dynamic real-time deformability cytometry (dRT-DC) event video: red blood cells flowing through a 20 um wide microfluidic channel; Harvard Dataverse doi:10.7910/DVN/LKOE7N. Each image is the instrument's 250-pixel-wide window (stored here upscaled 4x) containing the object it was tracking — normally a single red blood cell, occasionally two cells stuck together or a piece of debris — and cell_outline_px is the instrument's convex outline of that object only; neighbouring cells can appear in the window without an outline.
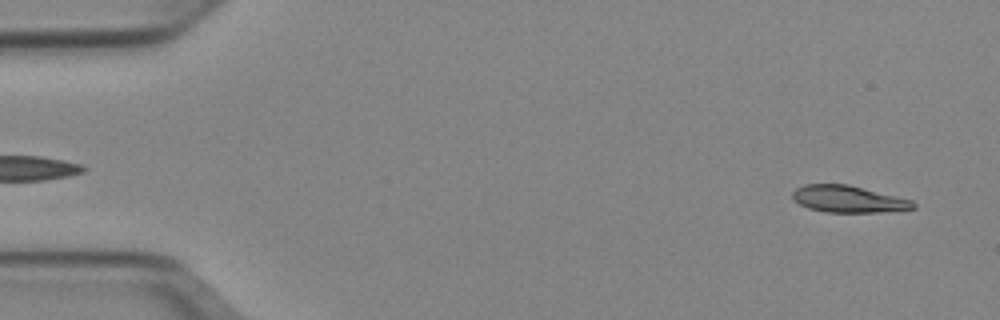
{"species": "Egyptian fruit bat (a non-hibernating species)", "species_latin": "Rousettus aegyptiacus", "temperature_condition": "cold", "stored_images_in_passage": 50, "camera_frame_rate_fps": 3000, "um_per_image_px": 0.085, "animal": {"sex": "female"}, "frame": {"image": 1, "passage_image": 2, "time_ms": 0.333, "image_size_px": [1000, 320], "cell_outline_px": [[916, 208], [876, 212], [828, 212], [808, 208], [800, 204], [792, 196], [792, 192], [796, 188], [804, 184], [848, 184], [912, 200], [916, 204]], "centroid_in_image_um": [72.09, 16.91], "position_along_channel_um": 12.9, "area_um2": 18.67}}
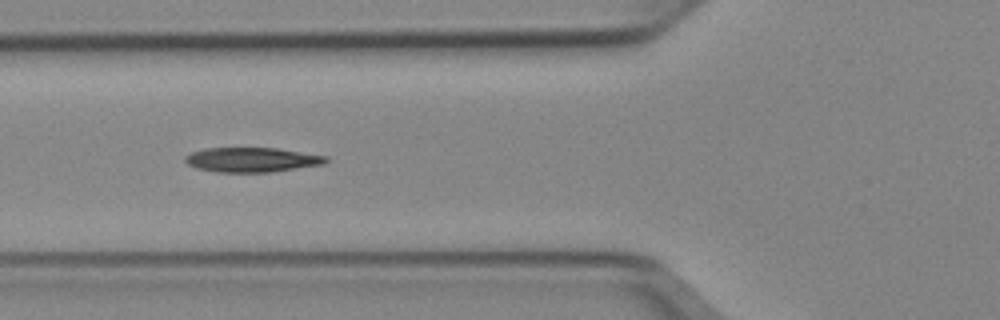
{"frame": {"image": 2, "passage_image": 18, "time_ms": 5.667, "image_size_px": [1000, 320], "cell_outline_px": [[328, 160], [324, 164], [272, 172], [216, 172], [196, 168], [188, 164], [184, 160], [184, 156], [192, 152], [208, 148], [276, 148], [328, 156]], "centroid_in_image_um": [21.41, 13.58], "position_along_channel_um": 104.4, "area_um2": 20.17}}
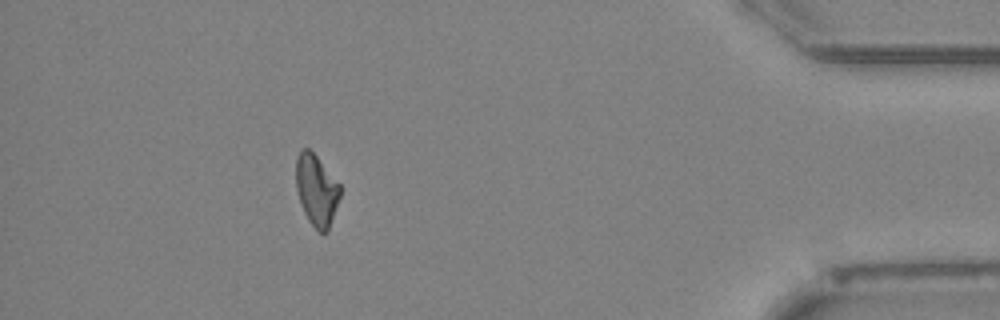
{"frame": {"image": 3, "passage_image": 45, "time_ms": 14.667, "image_size_px": [1000, 320], "cell_outline_px": [[340, 196], [328, 232], [320, 232], [308, 220], [300, 204], [296, 188], [296, 156], [300, 148], [308, 148], [316, 156], [340, 184]], "centroid_in_image_um": [26.88, 16.14], "position_along_channel_um": 408.3, "area_um2": 18.26}, "authors_computed_cell_mechanics": {"area_um2": 19.7098, "velocity_mm_per_s": 3.9531, "shape_relaxation_time_tau1_ms": 8.7801, "shape_relaxation_time_tau2_ms": 3.2839, "deformation_change_tau1": 0.1825, "deformation_change_tau2": 0.0941}}